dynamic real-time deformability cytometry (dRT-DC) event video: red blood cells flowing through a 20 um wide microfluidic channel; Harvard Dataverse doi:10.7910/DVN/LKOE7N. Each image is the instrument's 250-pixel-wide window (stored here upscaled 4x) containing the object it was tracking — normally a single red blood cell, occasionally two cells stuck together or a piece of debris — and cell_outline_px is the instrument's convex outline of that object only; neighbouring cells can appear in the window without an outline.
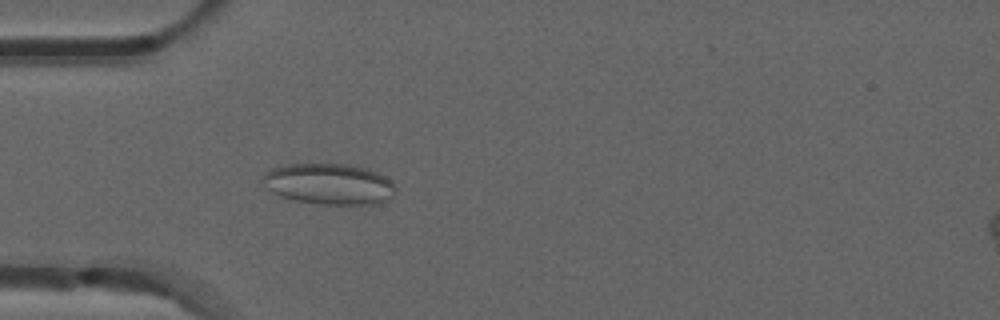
{"species": "common noctule bat (a hibernating species)", "species_latin": "Nyctalus noctula", "temperature_condition": "room temperature", "stored_images_in_passage": 31, "camera_frame_rate_fps": 3000, "um_per_image_px": 0.085, "animal": {"sex": "male", "forearm_length_mm": 52.5}, "frame": {"image": 1, "passage_image": 14, "time_ms": 4.333, "image_size_px": [1000, 320], "cell_outline_px": [[396, 192], [388, 200], [376, 204], [320, 204], [296, 200], [280, 196], [264, 188], [260, 180], [264, 172], [272, 168], [288, 164], [344, 164], [368, 168], [392, 180], [396, 188]], "centroid_in_image_um": [27.95, 15.64], "position_along_channel_um": 57.1, "area_um2": 32.08}}
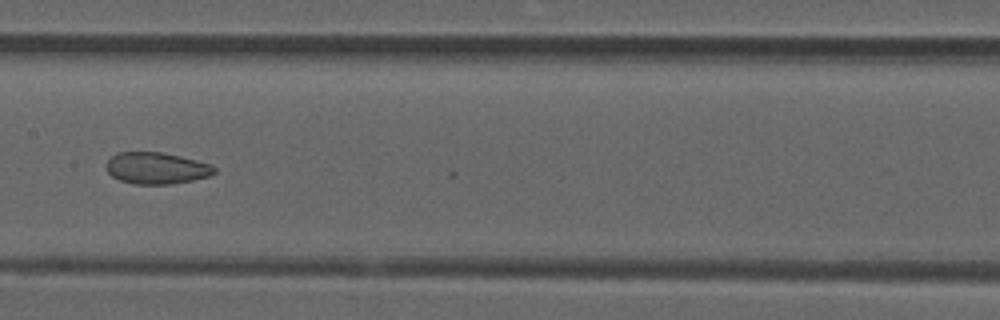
{"frame": {"image": 2, "passage_image": 25, "time_ms": 8.0, "image_size_px": [1000, 320], "cell_outline_px": [[216, 172], [208, 176], [192, 180], [172, 184], [132, 184], [120, 180], [112, 176], [108, 172], [108, 160], [116, 152], [160, 152], [180, 156], [212, 164], [216, 168]], "centroid_in_image_um": [13.32, 14.29], "position_along_channel_um": 194.1, "area_um2": 19.83}}
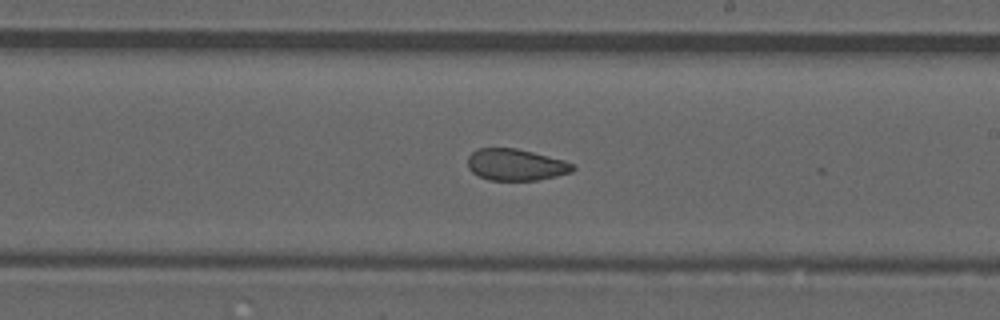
{"frame": {"image": 3, "passage_image": 29, "time_ms": 9.333, "image_size_px": [1000, 320], "cell_outline_px": [[576, 168], [572, 172], [556, 176], [536, 180], [488, 180], [472, 172], [468, 168], [468, 156], [476, 148], [516, 148], [564, 160], [572, 164]], "centroid_in_image_um": [43.83, 14.0], "position_along_channel_um": 245.2, "area_um2": 19.31}}